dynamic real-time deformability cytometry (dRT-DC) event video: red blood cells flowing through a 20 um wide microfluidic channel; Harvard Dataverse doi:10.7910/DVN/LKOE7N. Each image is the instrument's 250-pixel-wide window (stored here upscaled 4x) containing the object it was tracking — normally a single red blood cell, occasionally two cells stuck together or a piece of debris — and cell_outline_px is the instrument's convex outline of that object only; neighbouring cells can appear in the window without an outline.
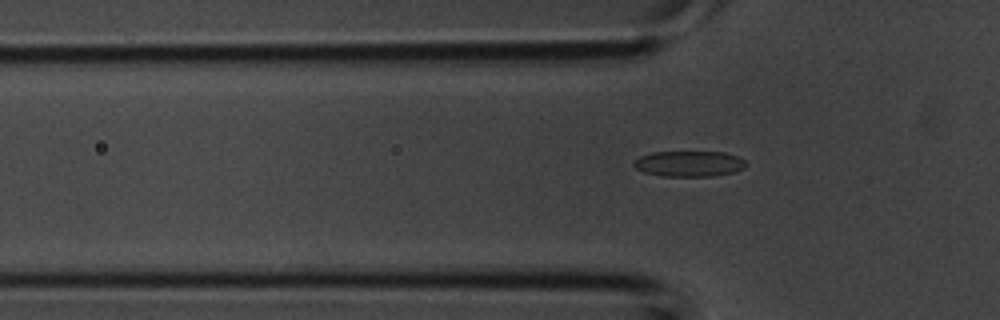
{"species": "common noctule bat (a hibernating species)", "species_latin": "Nyctalus noctula", "temperature_condition": "room temperature", "stored_images_in_passage": 5, "camera_frame_rate_fps": 3000, "um_per_image_px": 0.085, "animal": {"sex": "male", "body_mass_g": 20.1, "forearm_length_mm": 53.5}, "frame": {"image": 1, "passage_image": 5, "time_ms": 1.333, "image_size_px": [1000, 320], "cell_outline_px": [[748, 164], [744, 168], [732, 172], [712, 176], [660, 176], [644, 172], [636, 168], [632, 164], [640, 156], [652, 152], [724, 152], [736, 156], [744, 160]], "centroid_in_image_um": [58.57, 13.91], "position_along_channel_um": 67.2, "area_um2": 16.7}}